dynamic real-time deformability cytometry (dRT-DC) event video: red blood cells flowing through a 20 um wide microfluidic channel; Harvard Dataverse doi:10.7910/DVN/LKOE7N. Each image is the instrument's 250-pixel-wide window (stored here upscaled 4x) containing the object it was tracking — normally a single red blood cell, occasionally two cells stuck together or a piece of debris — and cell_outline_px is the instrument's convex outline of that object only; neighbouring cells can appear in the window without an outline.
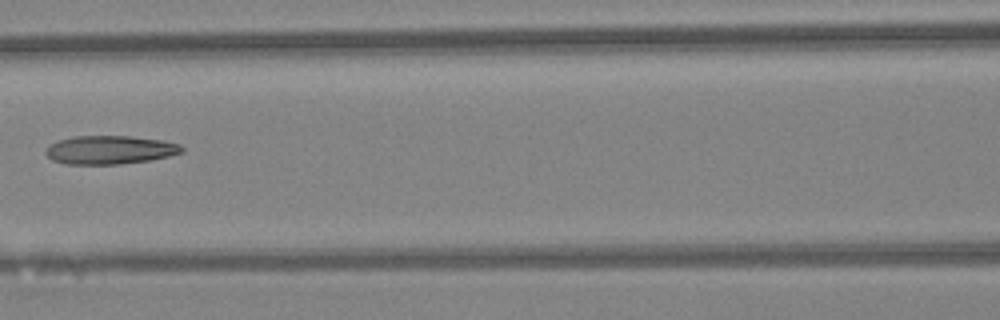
{"species": "Egyptian fruit bat (a non-hibernating species)", "species_latin": "Rousettus aegyptiacus", "temperature_condition": "warm", "stored_images_in_passage": 7, "camera_frame_rate_fps": 3000, "um_per_image_px": 0.085, "animal": {"sex": "female"}, "frame": {"image": 1, "passage_image": 7, "time_ms": 2.0, "image_size_px": [1000, 320], "cell_outline_px": [[184, 152], [152, 160], [120, 164], [64, 164], [52, 160], [44, 152], [52, 144], [60, 140], [72, 136], [132, 136], [164, 140], [180, 144], [184, 148]], "centroid_in_image_um": [9.39, 12.74], "position_along_channel_um": 157.2, "area_um2": 22.72}}